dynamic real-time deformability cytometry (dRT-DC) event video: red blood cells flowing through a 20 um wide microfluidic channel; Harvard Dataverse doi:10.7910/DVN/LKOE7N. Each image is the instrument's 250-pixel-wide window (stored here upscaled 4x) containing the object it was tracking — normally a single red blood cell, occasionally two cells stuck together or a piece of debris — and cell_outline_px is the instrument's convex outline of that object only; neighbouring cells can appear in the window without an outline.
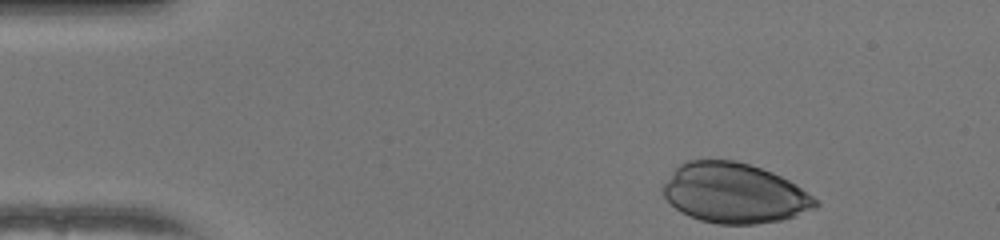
{"species": "human", "species_latin": "Homo sapiens", "temperature_condition": "warm", "stored_images_in_passage": 36, "camera_frame_rate_fps": 3000, "um_per_image_px": 0.085, "donor": {"sex": "female"}, "frame": {"image": 1, "passage_image": 1, "time_ms": 0.0, "image_size_px": [1000, 240], "cell_outline_px": [[820, 204], [816, 208], [796, 216], [784, 220], [756, 224], [716, 224], [700, 220], [688, 216], [680, 212], [664, 196], [660, 188], [672, 168], [684, 160], [736, 160], [772, 172], [796, 184], [812, 196]], "centroid_in_image_um": [62.37, 16.41], "position_along_channel_um": 22.6, "area_um2": 53.87}}
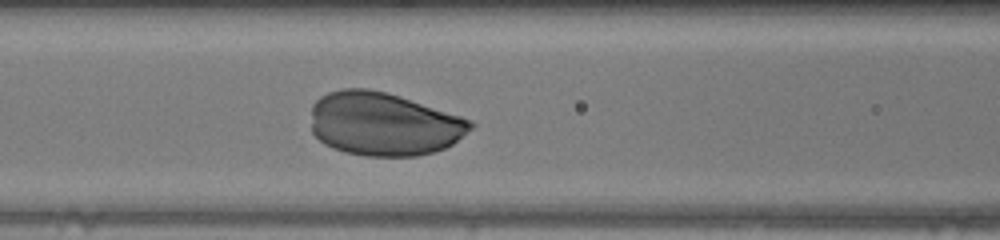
{"frame": {"image": 2, "passage_image": 16, "time_ms": 5.0, "image_size_px": [1000, 240], "cell_outline_px": [[476, 124], [472, 128], [452, 144], [444, 148], [432, 152], [416, 156], [364, 156], [344, 152], [332, 148], [324, 144], [312, 132], [312, 104], [320, 96], [328, 92], [344, 88], [368, 88], [388, 92], [460, 116]], "centroid_in_image_um": [32.57, 10.53], "position_along_channel_um": 134.0, "area_um2": 58.96}}
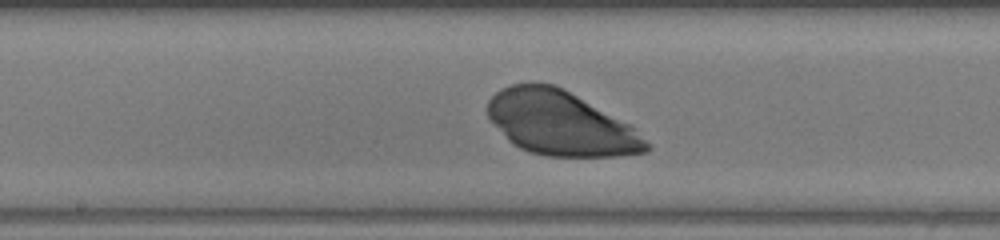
{"frame": {"image": 3, "passage_image": 21, "time_ms": 6.667, "image_size_px": [1000, 240], "cell_outline_px": [[652, 148], [648, 152], [616, 156], [548, 156], [528, 152], [512, 144], [508, 140], [488, 116], [488, 100], [500, 88], [508, 84], [532, 80], [552, 84], [564, 88], [632, 124], [652, 144]], "centroid_in_image_um": [47.69, 10.45], "position_along_channel_um": 200.5, "area_um2": 60.46}}